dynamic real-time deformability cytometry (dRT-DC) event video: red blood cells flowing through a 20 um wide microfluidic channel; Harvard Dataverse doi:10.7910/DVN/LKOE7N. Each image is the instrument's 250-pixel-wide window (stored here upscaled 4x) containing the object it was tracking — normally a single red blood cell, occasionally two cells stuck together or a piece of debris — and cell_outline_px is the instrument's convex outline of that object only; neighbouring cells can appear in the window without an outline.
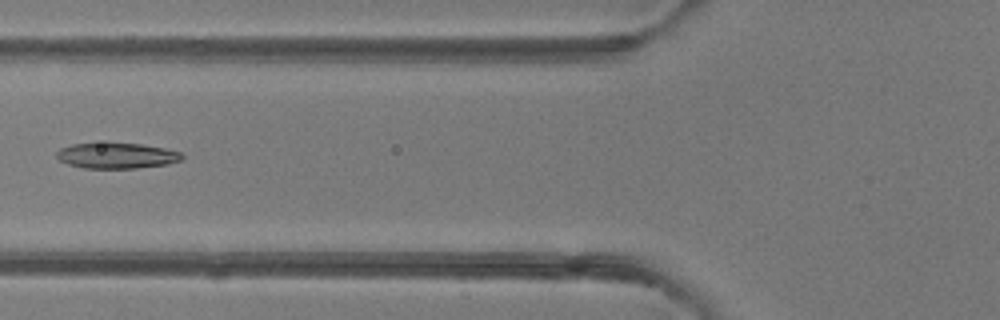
{"species": "common noctule bat (a hibernating species)", "species_latin": "Nyctalus noctula", "temperature_condition": "room temperature", "stored_images_in_passage": 3, "camera_frame_rate_fps": 3000, "um_per_image_px": 0.085, "animal": {"sex": "female"}, "frame": {"image": 1, "passage_image": 3, "time_ms": 2.333, "image_size_px": [1000, 320], "cell_outline_px": [[184, 156], [180, 160], [168, 164], [136, 168], [84, 168], [68, 164], [60, 160], [56, 156], [56, 152], [60, 148], [72, 144], [108, 140], [140, 144], [164, 148], [180, 152]], "centroid_in_image_um": [9.87, 13.19], "position_along_channel_um": 115.9, "area_um2": 19.36}}